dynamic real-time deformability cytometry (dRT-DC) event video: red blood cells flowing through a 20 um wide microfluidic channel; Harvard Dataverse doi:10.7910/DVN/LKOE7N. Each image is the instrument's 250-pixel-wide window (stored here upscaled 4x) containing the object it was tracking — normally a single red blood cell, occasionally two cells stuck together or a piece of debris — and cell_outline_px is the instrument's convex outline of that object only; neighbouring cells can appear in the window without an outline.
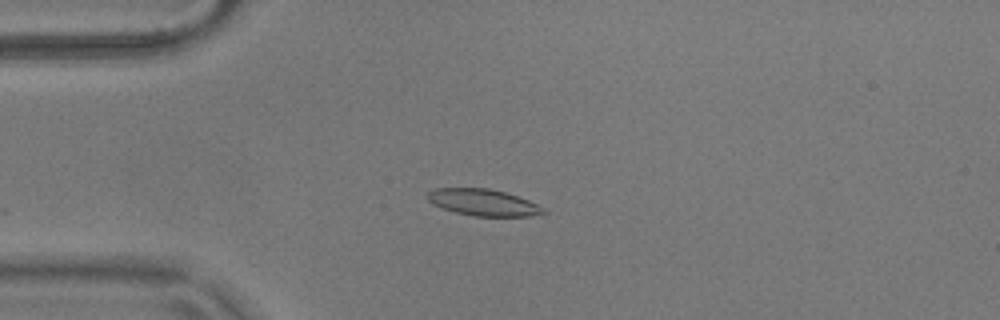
{"species": "common noctule bat (a hibernating species)", "species_latin": "Nyctalus noctula", "temperature_condition": "warm", "stored_images_in_passage": 55, "camera_frame_rate_fps": 3000, "um_per_image_px": 0.085, "animal": {"sex": "male", "body_mass_g": 17.9}, "frame": {"image": 1, "passage_image": 14, "time_ms": 4.333, "image_size_px": [1000, 320], "cell_outline_px": [[548, 212], [528, 216], [472, 216], [456, 212], [432, 204], [428, 200], [428, 192], [436, 188], [488, 188], [504, 192], [528, 200], [544, 208]], "centroid_in_image_um": [41.07, 17.21], "position_along_channel_um": 43.9, "area_um2": 17.74}}
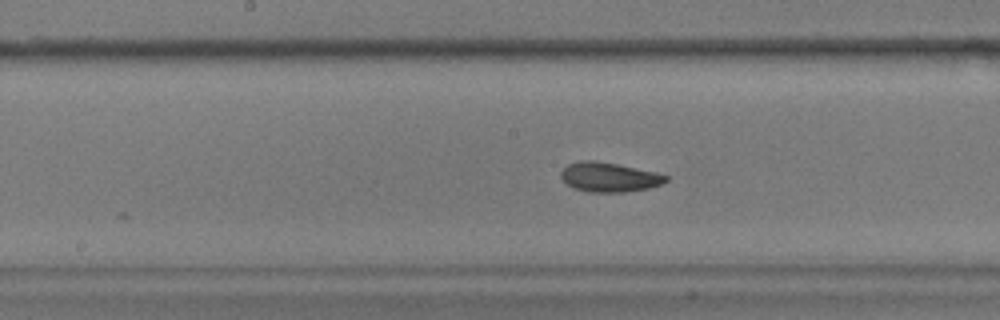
{"frame": {"image": 2, "passage_image": 28, "time_ms": 9.0, "image_size_px": [1000, 320], "cell_outline_px": [[668, 180], [660, 184], [648, 188], [624, 192], [588, 192], [572, 188], [560, 176], [560, 172], [568, 164], [580, 160], [596, 160], [656, 172], [668, 176]], "centroid_in_image_um": [51.75, 15.05], "position_along_channel_um": 196.5, "area_um2": 17.98}}
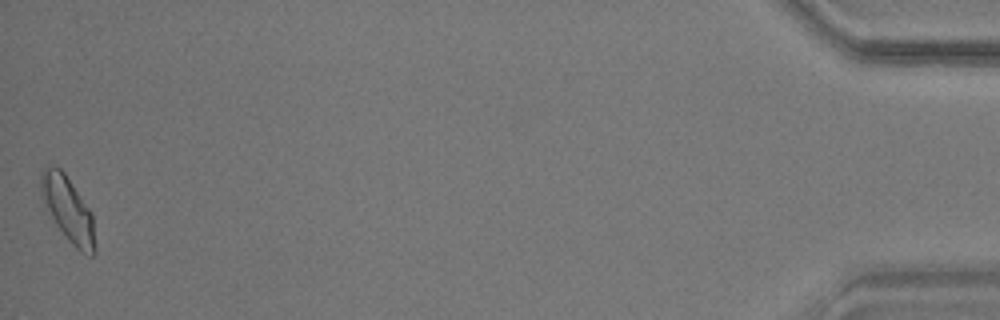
{"frame": {"image": 3, "passage_image": 55, "time_ms": 18.0, "image_size_px": [1000, 320], "cell_outline_px": [[96, 248], [92, 256], [80, 252], [68, 240], [56, 224], [44, 200], [40, 188], [40, 172], [48, 164], [52, 164], [60, 168], [64, 172], [92, 212]], "centroid_in_image_um": [5.8, 17.77], "position_along_channel_um": 429.4, "area_um2": 20.29}, "authors_computed_cell_mechanics": {"area_um2": 17.9758, "velocity_mm_per_s": 3.6488, "shape_relaxation_time_tau1_ms": 3.3237, "shape_relaxation_time_tau2_ms": 1.5024, "deformation_change_tau1": 0.1341, "deformation_change_tau2": 0.0728}}